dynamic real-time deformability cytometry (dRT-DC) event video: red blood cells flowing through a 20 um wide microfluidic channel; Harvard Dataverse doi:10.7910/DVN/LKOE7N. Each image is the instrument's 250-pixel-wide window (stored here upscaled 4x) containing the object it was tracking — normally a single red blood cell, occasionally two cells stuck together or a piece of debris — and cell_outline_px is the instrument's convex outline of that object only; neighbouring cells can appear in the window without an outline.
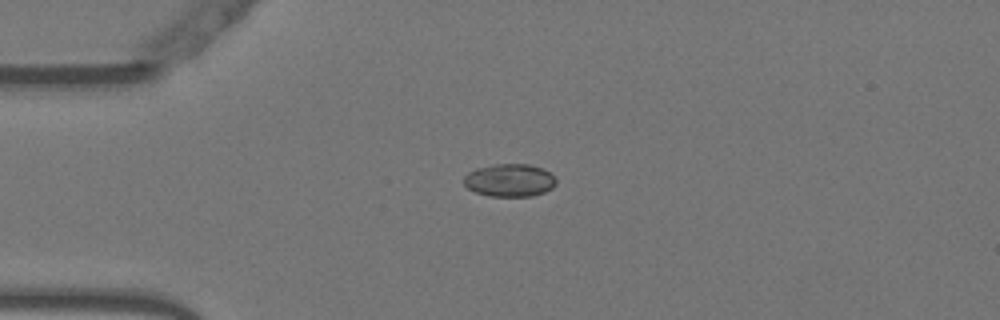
{"species": "Egyptian fruit bat (a non-hibernating species)", "species_latin": "Rousettus aegyptiacus", "temperature_condition": "warm", "stored_images_in_passage": 41, "camera_frame_rate_fps": 3000, "um_per_image_px": 0.085, "animal": {"sex": "female"}, "frame": {"image": 1, "passage_image": 1, "time_ms": 0.0, "image_size_px": [1000, 320], "cell_outline_px": [[556, 184], [552, 188], [544, 192], [532, 196], [492, 196], [476, 192], [468, 188], [464, 184], [464, 176], [468, 172], [476, 168], [496, 164], [528, 164], [544, 168], [556, 180]], "centroid_in_image_um": [43.32, 15.31], "position_along_channel_um": 41.7, "area_um2": 17.57}}
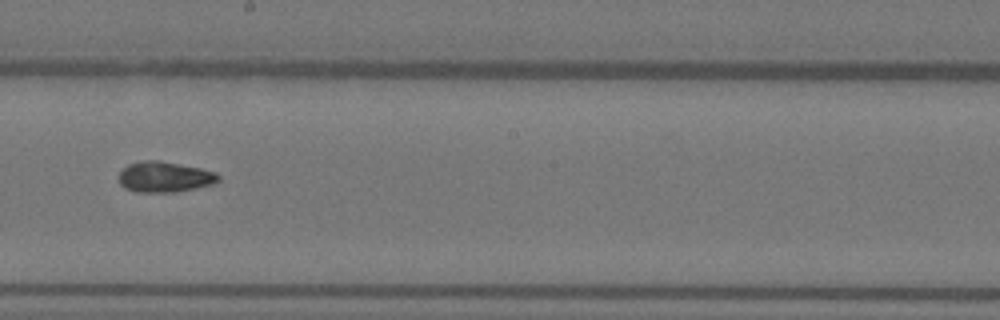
{"frame": {"image": 2, "passage_image": 18, "time_ms": 5.667, "image_size_px": [1000, 320], "cell_outline_px": [[220, 180], [212, 184], [196, 188], [176, 192], [136, 192], [124, 188], [120, 184], [116, 176], [128, 164], [144, 160], [160, 160], [200, 168], [216, 172], [220, 176]], "centroid_in_image_um": [13.96, 15.04], "position_along_channel_um": 234.2, "area_um2": 17.98}}
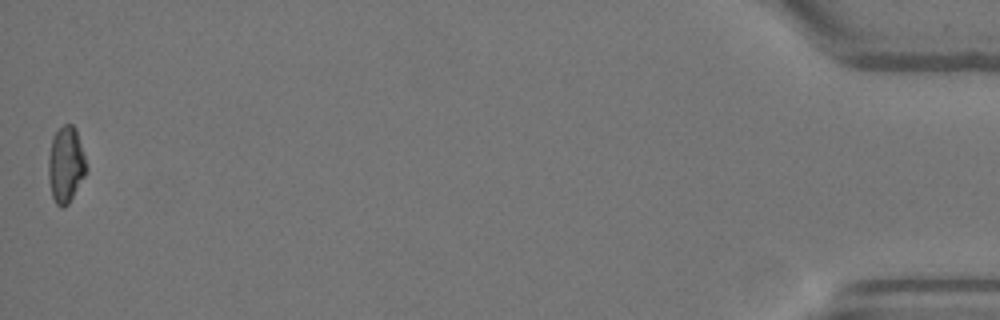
{"frame": {"image": 3, "passage_image": 41, "time_ms": 13.333, "image_size_px": [1000, 320], "cell_outline_px": [[88, 168], [84, 176], [68, 204], [64, 208], [60, 208], [56, 204], [52, 196], [48, 176], [48, 160], [52, 136], [64, 124], [72, 124], [76, 132]], "centroid_in_image_um": [5.57, 14.02], "position_along_channel_um": 429.6, "area_um2": 16.59}, "authors_computed_cell_mechanics": {"area_um2": 17.051, "velocity_mm_per_s": 3.7958, "shape_relaxation_time_tau1_ms": 8.7394, "shape_relaxation_time_tau2_ms": 4.2546, "deformation_change_tau1": 0.1986, "deformation_change_tau2": 0.1081}}